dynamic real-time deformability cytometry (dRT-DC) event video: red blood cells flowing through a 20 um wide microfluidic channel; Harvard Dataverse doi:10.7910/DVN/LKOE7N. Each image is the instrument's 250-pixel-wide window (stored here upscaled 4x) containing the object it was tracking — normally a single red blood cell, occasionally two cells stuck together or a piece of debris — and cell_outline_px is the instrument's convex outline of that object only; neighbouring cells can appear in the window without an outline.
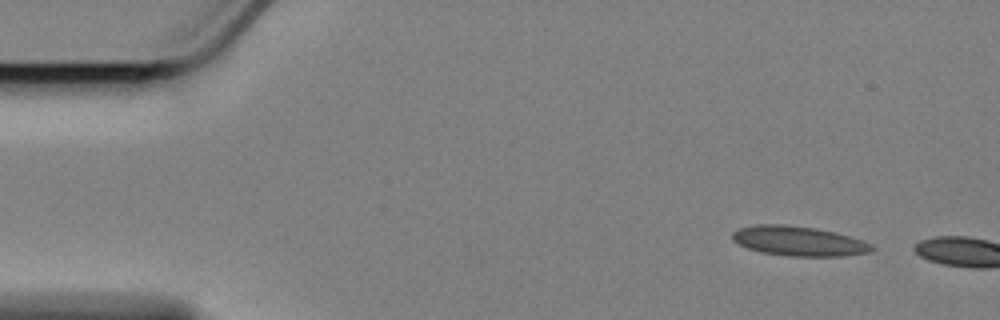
{"species": "Egyptian fruit bat (a non-hibernating species)", "species_latin": "Rousettus aegyptiacus", "temperature_condition": "cold", "stored_images_in_passage": 4, "camera_frame_rate_fps": 3000, "um_per_image_px": 0.085, "animal": {"sex": "female"}, "frame": {"image": 1, "passage_image": 1, "time_ms": 0.0, "image_size_px": [1000, 320], "cell_outline_px": [[876, 248], [872, 252], [840, 256], [788, 256], [760, 252], [748, 248], [732, 240], [732, 232], [740, 228], [756, 224], [780, 224], [816, 228], [836, 232], [872, 244]], "centroid_in_image_um": [67.89, 20.49], "position_along_channel_um": 17.1, "area_um2": 24.1}}